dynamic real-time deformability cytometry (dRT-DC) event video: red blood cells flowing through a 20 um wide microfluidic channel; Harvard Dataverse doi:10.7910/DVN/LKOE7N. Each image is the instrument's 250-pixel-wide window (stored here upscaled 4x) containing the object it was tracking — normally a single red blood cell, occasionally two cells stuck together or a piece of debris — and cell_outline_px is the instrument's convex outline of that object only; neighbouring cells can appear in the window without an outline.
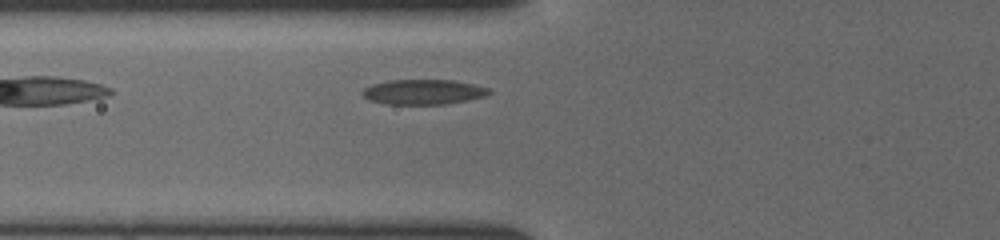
{"species": "common noctule bat (a hibernating species)", "species_latin": "Nyctalus noctula", "temperature_condition": "cold", "stored_images_in_passage": 31, "camera_frame_rate_fps": 3000, "um_per_image_px": 0.085, "animal": {"sex": "female", "body_mass_g": 19.5, "forearm_length_mm": 54.1}, "frame": {"image": 1, "passage_image": 2, "time_ms": 0.333, "image_size_px": [1000, 240], "cell_outline_px": [[492, 92], [488, 96], [468, 100], [444, 104], [388, 104], [372, 100], [364, 96], [360, 92], [364, 88], [372, 84], [388, 80], [452, 80], [472, 84], [488, 88]], "centroid_in_image_um": [36.01, 7.81], "position_along_channel_um": 89.8, "area_um2": 18.38}}
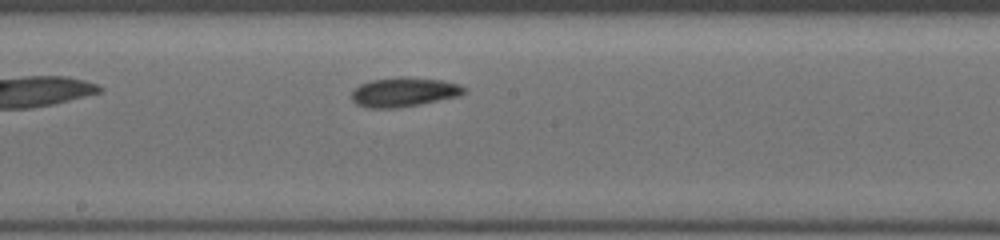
{"frame": {"image": 2, "passage_image": 11, "time_ms": 3.333, "image_size_px": [1000, 240], "cell_outline_px": [[468, 88], [460, 96], [420, 104], [396, 108], [368, 108], [356, 104], [348, 96], [360, 84], [372, 80], [400, 76], [444, 80], [460, 84]], "centroid_in_image_um": [34.34, 7.82], "position_along_channel_um": 213.9, "area_um2": 19.48}}
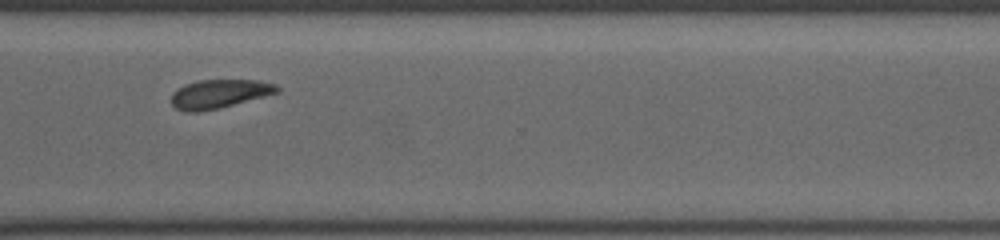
{"frame": {"image": 3, "passage_image": 21, "time_ms": 6.667, "image_size_px": [1000, 240], "cell_outline_px": [[280, 92], [220, 108], [200, 112], [184, 112], [176, 108], [172, 104], [172, 92], [176, 88], [184, 84], [196, 80], [256, 80], [276, 84], [280, 88]], "centroid_in_image_um": [18.62, 7.98], "position_along_channel_um": 352.0, "area_um2": 17.92}}